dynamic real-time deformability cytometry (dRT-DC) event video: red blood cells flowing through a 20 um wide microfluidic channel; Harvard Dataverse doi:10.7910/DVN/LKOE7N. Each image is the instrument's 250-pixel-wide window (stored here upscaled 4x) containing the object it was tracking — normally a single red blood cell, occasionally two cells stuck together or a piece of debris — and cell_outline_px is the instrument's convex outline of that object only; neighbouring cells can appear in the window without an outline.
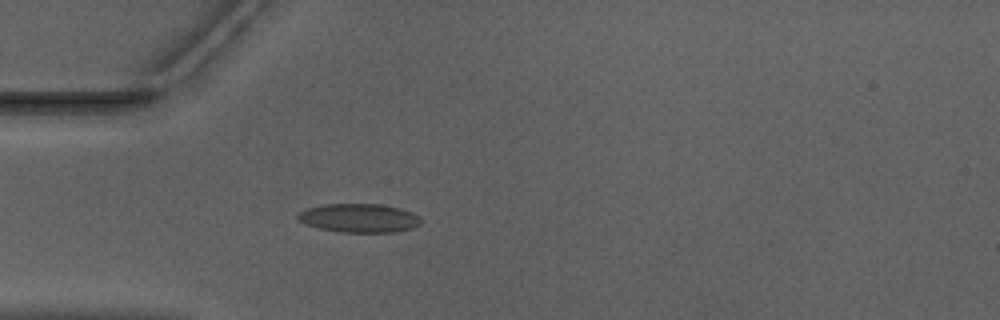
{"species": "Egyptian fruit bat (a non-hibernating species)", "species_latin": "Rousettus aegyptiacus", "temperature_condition": "warm", "stored_images_in_passage": 51, "camera_frame_rate_fps": 3000, "um_per_image_px": 0.085, "animal": {"sex": "male"}, "frame": {"image": 1, "passage_image": 15, "time_ms": 4.667, "image_size_px": [1000, 320], "cell_outline_px": [[420, 224], [412, 228], [392, 232], [340, 232], [320, 228], [304, 224], [296, 216], [300, 212], [308, 208], [324, 204], [380, 204], [400, 208], [420, 216]], "centroid_in_image_um": [30.52, 18.53], "position_along_channel_um": 54.5, "area_um2": 20.46}}
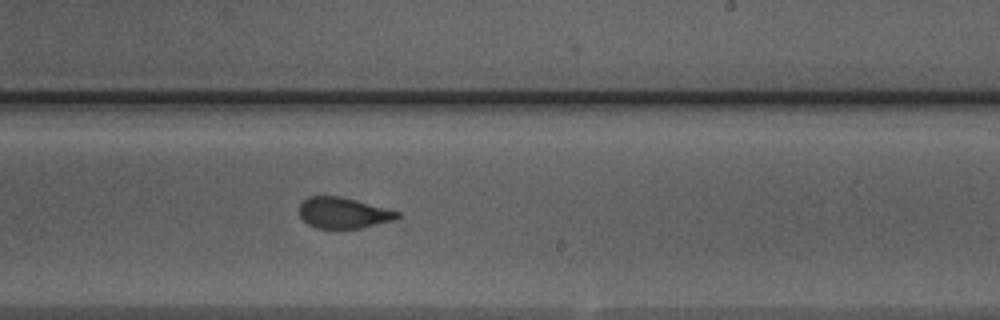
{"frame": {"image": 2, "passage_image": 31, "time_ms": 10.0, "image_size_px": [1000, 320], "cell_outline_px": [[400, 216], [392, 220], [360, 228], [316, 228], [308, 224], [300, 216], [300, 204], [308, 196], [340, 196], [356, 200], [400, 212]], "centroid_in_image_um": [29.15, 18.09], "position_along_channel_um": 259.8, "area_um2": 17.4}}
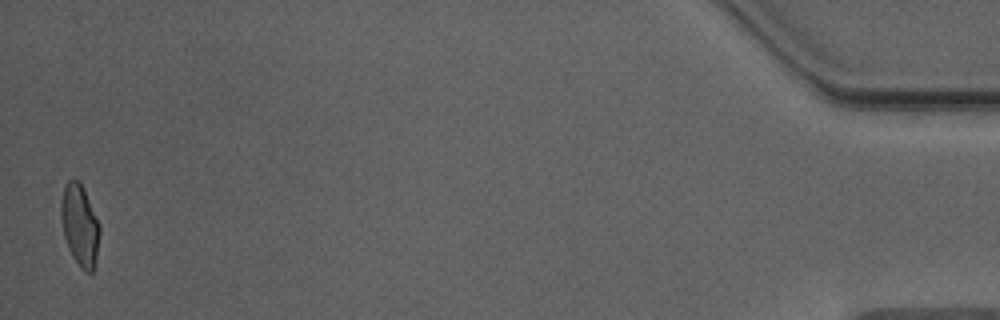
{"frame": {"image": 3, "passage_image": 51, "time_ms": 16.667, "image_size_px": [1000, 320], "cell_outline_px": [[100, 232], [96, 260], [92, 272], [84, 272], [80, 268], [72, 256], [68, 248], [64, 236], [60, 220], [60, 200], [64, 184], [68, 180], [80, 180], [100, 228]], "centroid_in_image_um": [6.75, 19.14], "position_along_channel_um": 428.5, "area_um2": 18.44}, "authors_computed_cell_mechanics": {"area_um2": 18.785, "velocity_mm_per_s": 3.9747, "shape_relaxation_time_tau1_ms": 8.6717, "shape_relaxation_time_tau2_ms": 1.1077, "deformation_change_tau1": 0.2234, "deformation_change_tau2": 0.0794}}